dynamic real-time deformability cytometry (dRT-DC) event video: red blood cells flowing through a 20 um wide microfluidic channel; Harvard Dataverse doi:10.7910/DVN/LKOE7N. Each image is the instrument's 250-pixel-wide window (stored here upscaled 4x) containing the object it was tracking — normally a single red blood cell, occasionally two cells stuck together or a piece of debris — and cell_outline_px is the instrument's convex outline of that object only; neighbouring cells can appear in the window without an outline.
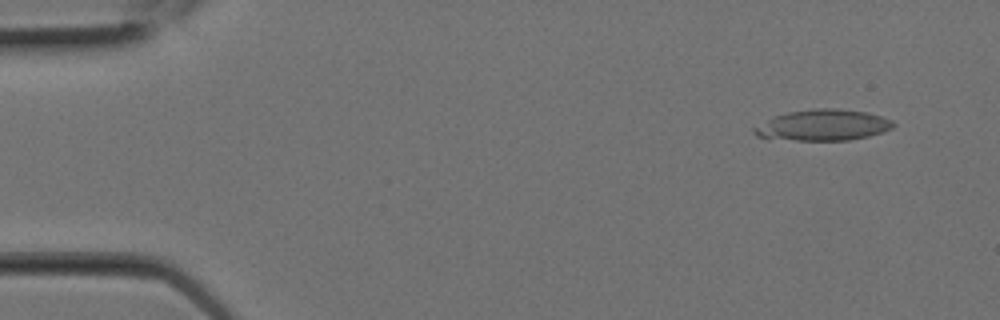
{"species": "Egyptian fruit bat (a non-hibernating species)", "species_latin": "Rousettus aegyptiacus", "temperature_condition": "room temperature", "stored_images_in_passage": 4, "segment_of_instrument_passage": [2, 2], "camera_frame_rate_fps": 3000, "um_per_image_px": 0.085, "animal": {"sex": "female"}, "frame": {"image": 1, "passage_image": 4, "time_ms": 1.0, "image_size_px": [1000, 320], "cell_outline_px": [[896, 124], [892, 128], [868, 136], [848, 140], [768, 140], [756, 136], [752, 132], [752, 128], [776, 116], [788, 112], [816, 108], [836, 108], [868, 112], [892, 120]], "centroid_in_image_um": [69.91, 10.65], "position_along_channel_um": 15.1, "area_um2": 25.26}}